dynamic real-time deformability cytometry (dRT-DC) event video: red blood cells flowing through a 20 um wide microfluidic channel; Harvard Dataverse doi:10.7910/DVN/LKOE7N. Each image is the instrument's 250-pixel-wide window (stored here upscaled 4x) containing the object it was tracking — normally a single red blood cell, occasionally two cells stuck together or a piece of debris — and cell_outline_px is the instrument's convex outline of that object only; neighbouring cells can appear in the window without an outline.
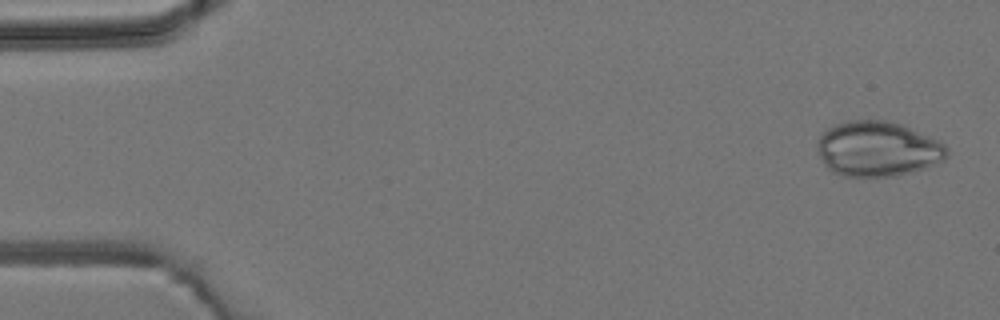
{"species": "common noctule bat (a hibernating species)", "species_latin": "Nyctalus noctula", "temperature_condition": "room temperature", "stored_images_in_passage": 4, "camera_frame_rate_fps": 3000, "um_per_image_px": 0.085, "animal": {"sex": "male", "body_mass_g": 19.2, "forearm_length_mm": 51.8}, "frame": {"image": 1, "passage_image": 1, "time_ms": 0.0, "image_size_px": [1000, 320], "cell_outline_px": [[948, 156], [944, 160], [924, 168], [912, 172], [896, 176], [844, 176], [832, 172], [824, 164], [820, 156], [816, 144], [820, 136], [828, 128], [836, 124], [848, 120], [888, 120], [904, 124], [940, 140], [948, 148]], "centroid_in_image_um": [74.63, 12.64], "position_along_channel_um": 10.4, "area_um2": 42.02}}